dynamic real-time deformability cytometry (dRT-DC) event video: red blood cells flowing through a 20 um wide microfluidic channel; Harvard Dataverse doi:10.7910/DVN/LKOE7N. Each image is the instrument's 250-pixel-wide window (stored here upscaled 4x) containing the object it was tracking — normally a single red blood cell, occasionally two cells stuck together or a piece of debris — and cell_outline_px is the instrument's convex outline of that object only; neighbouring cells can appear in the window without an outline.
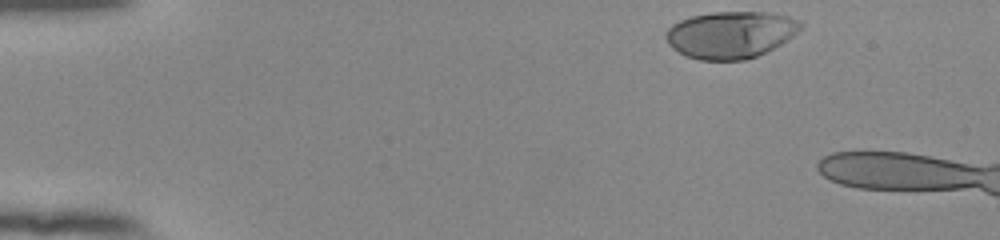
{"species": "human", "species_latin": "Homo sapiens", "temperature_condition": "room temperature", "stored_images_in_passage": 9, "camera_frame_rate_fps": 3000, "um_per_image_px": 0.085, "donor": {"sex": "female"}, "frame": {"image": 1, "passage_image": 1, "time_ms": 0.0, "image_size_px": [1000, 240], "cell_outline_px": [[804, 24], [792, 36], [780, 44], [756, 56], [744, 60], [700, 60], [684, 56], [672, 48], [668, 44], [664, 36], [668, 28], [672, 24], [680, 20], [692, 16], [712, 12], [772, 12], [788, 16], [800, 20]], "centroid_in_image_um": [62.07, 2.94], "position_along_channel_um": 22.9, "area_um2": 36.99}}